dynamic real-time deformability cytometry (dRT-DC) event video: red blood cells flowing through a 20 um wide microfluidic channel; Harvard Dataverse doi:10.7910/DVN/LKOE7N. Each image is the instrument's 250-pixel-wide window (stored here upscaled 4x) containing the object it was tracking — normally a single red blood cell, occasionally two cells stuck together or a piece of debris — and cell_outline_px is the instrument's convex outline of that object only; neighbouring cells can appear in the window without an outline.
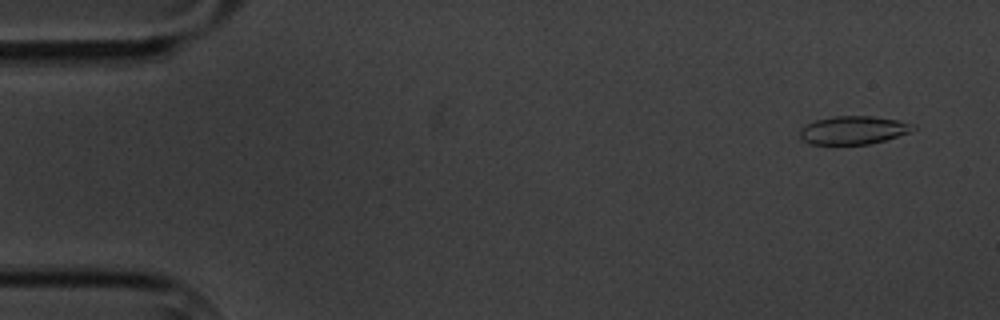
{"species": "common noctule bat (a hibernating species)", "species_latin": "Nyctalus noctula", "temperature_condition": "cold", "stored_images_in_passage": 4, "camera_frame_rate_fps": 3000, "um_per_image_px": 0.085, "animal": {"sex": "male", "body_mass_g": 20.1, "forearm_length_mm": 53.5}, "frame": {"image": 1, "passage_image": 1, "time_ms": 0.0, "image_size_px": [1000, 320], "cell_outline_px": [[916, 128], [908, 132], [884, 140], [868, 144], [808, 144], [800, 136], [800, 128], [816, 120], [832, 116], [872, 116], [900, 120], [916, 124]], "centroid_in_image_um": [72.55, 11.05], "position_along_channel_um": 12.5, "area_um2": 18.55}}